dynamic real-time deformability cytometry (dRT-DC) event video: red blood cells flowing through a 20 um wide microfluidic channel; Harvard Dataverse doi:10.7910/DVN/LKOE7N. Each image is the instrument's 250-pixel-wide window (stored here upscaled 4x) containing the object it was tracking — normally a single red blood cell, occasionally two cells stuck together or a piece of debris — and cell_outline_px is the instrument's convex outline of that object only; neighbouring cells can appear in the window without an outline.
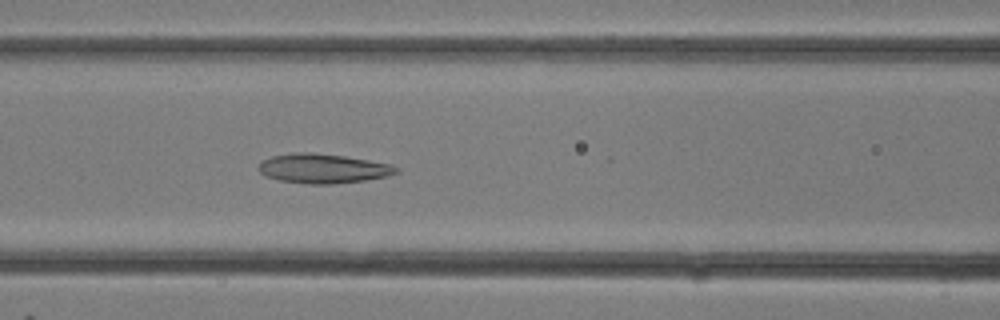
{"species": "common noctule bat (a hibernating species)", "species_latin": "Nyctalus noctula", "temperature_condition": "room temperature", "stored_images_in_passage": 8, "camera_frame_rate_fps": 3000, "um_per_image_px": 0.085, "animal": {"sex": "female"}, "frame": {"image": 1, "passage_image": 8, "time_ms": 2.333, "image_size_px": [1000, 320], "cell_outline_px": [[400, 172], [388, 176], [364, 180], [332, 184], [308, 184], [280, 180], [268, 176], [260, 172], [256, 168], [264, 160], [272, 156], [292, 152], [308, 152], [344, 156], [392, 164], [400, 168]], "centroid_in_image_um": [27.49, 14.32], "position_along_channel_um": 139.1, "area_um2": 23.58}}